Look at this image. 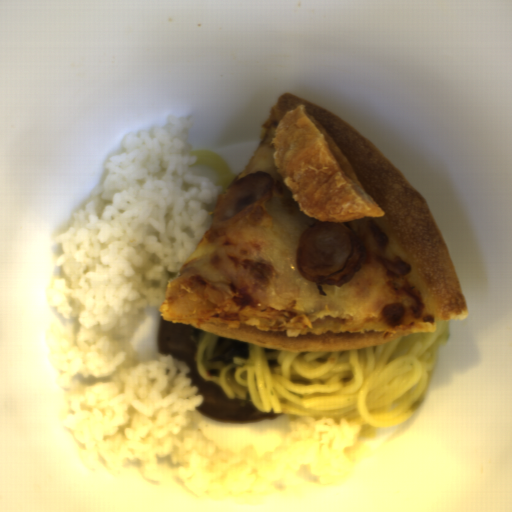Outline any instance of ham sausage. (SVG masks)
Instances as JSON below:
<instances>
[{"label": "ham sausage", "instance_id": "ham-sausage-1", "mask_svg": "<svg viewBox=\"0 0 512 512\" xmlns=\"http://www.w3.org/2000/svg\"><path fill=\"white\" fill-rule=\"evenodd\" d=\"M360 253L358 235L345 221H316L298 240L297 269L315 284H343L354 276Z\"/></svg>", "mask_w": 512, "mask_h": 512}, {"label": "ham sausage", "instance_id": "ham-sausage-2", "mask_svg": "<svg viewBox=\"0 0 512 512\" xmlns=\"http://www.w3.org/2000/svg\"><path fill=\"white\" fill-rule=\"evenodd\" d=\"M273 184L270 171L252 172L238 179L222 199L215 213V223L220 227L232 225L268 203Z\"/></svg>", "mask_w": 512, "mask_h": 512}]
</instances>
